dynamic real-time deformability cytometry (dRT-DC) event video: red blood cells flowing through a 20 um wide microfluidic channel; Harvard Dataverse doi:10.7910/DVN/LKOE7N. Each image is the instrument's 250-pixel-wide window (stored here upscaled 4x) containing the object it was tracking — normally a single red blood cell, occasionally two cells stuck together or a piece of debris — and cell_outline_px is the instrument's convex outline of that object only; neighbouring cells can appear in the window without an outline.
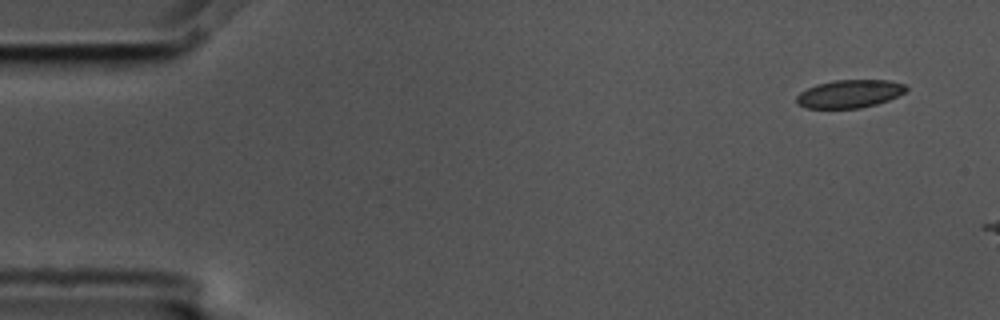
{"species": "common noctule bat (a hibernating species)", "species_latin": "Nyctalus noctula", "temperature_condition": "cold", "stored_images_in_passage": 3, "camera_frame_rate_fps": 3000, "um_per_image_px": 0.085, "animal": {"sex": "male", "body_mass_g": 17.5, "forearm_length_mm": 52.3}, "frame": {"image": 1, "passage_image": 1, "time_ms": 0.0, "image_size_px": [1000, 320], "cell_outline_px": [[908, 88], [904, 92], [888, 100], [876, 104], [860, 108], [808, 108], [800, 104], [796, 100], [796, 96], [800, 92], [816, 84], [836, 80], [888, 80], [904, 84]], "centroid_in_image_um": [72.21, 7.97], "position_along_channel_um": 12.8, "area_um2": 17.69}}